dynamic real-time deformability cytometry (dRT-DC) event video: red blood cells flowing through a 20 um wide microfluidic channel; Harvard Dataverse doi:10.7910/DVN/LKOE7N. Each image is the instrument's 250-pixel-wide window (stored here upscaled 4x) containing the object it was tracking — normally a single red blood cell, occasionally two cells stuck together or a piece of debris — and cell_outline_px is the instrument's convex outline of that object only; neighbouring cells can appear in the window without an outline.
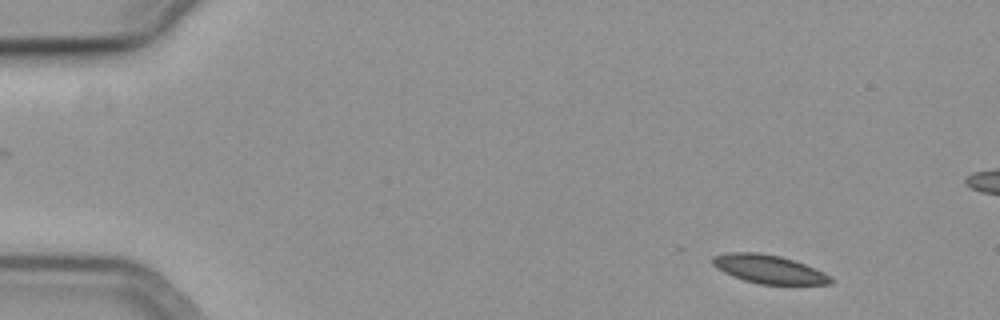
{"species": "common noctule bat (a hibernating species)", "species_latin": "Nyctalus noctula", "temperature_condition": "cold", "stored_images_in_passage": 53, "segment_of_instrument_passage": [1, 2], "camera_frame_rate_fps": 3000, "um_per_image_px": 0.085, "animal": {"sex": "female", "body_mass_g": 19.3, "forearm_length_mm": 54.1}, "frame": {"image": 1, "passage_image": 1, "time_ms": 0.0, "image_size_px": [1000, 320], "cell_outline_px": [[836, 280], [832, 284], [760, 284], [744, 280], [732, 276], [716, 268], [712, 264], [712, 256], [724, 252], [760, 252], [780, 256], [804, 264], [824, 272], [832, 276]], "centroid_in_image_um": [65.35, 22.87], "position_along_channel_um": 19.7, "area_um2": 19.77}}
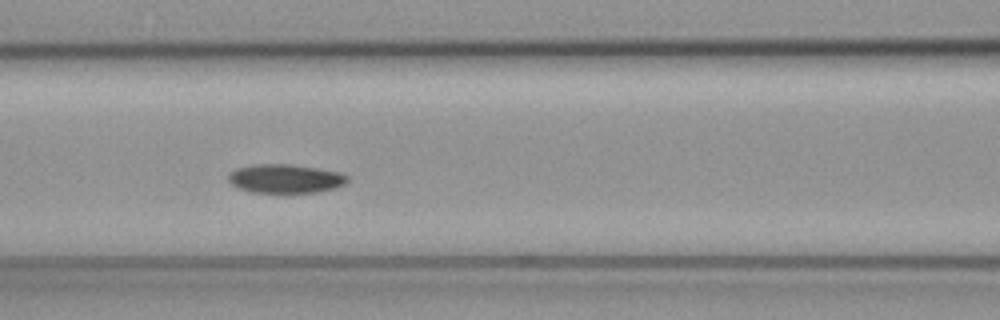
{"frame": {"image": 2, "passage_image": 20, "time_ms": 6.333, "image_size_px": [1000, 320], "cell_outline_px": [[348, 180], [344, 184], [336, 188], [320, 192], [252, 192], [236, 188], [228, 180], [228, 172], [236, 168], [256, 164], [292, 164], [320, 168], [340, 172], [348, 176]], "centroid_in_image_um": [24.25, 15.17], "position_along_channel_um": 142.3, "area_um2": 20.23}}
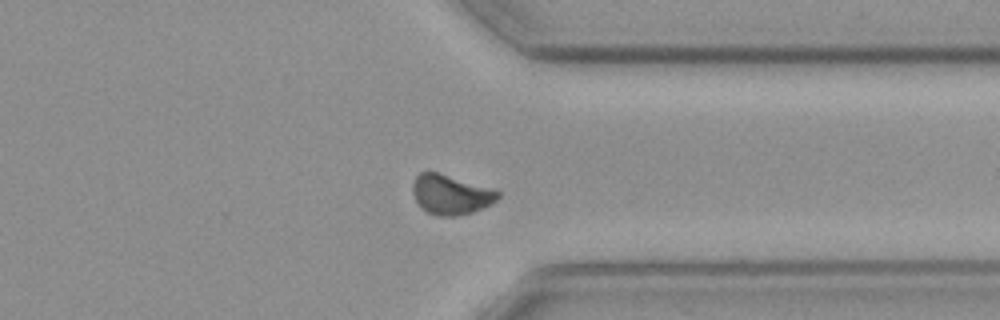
{"frame": {"image": 3, "passage_image": 39, "time_ms": 12.667, "image_size_px": [1000, 320], "cell_outline_px": [[500, 196], [492, 204], [472, 212], [456, 216], [436, 216], [420, 208], [412, 192], [412, 184], [416, 176], [420, 172], [436, 172], [496, 188], [500, 192]], "centroid_in_image_um": [38.34, 16.53], "position_along_channel_um": 373.1, "area_um2": 20.0}}